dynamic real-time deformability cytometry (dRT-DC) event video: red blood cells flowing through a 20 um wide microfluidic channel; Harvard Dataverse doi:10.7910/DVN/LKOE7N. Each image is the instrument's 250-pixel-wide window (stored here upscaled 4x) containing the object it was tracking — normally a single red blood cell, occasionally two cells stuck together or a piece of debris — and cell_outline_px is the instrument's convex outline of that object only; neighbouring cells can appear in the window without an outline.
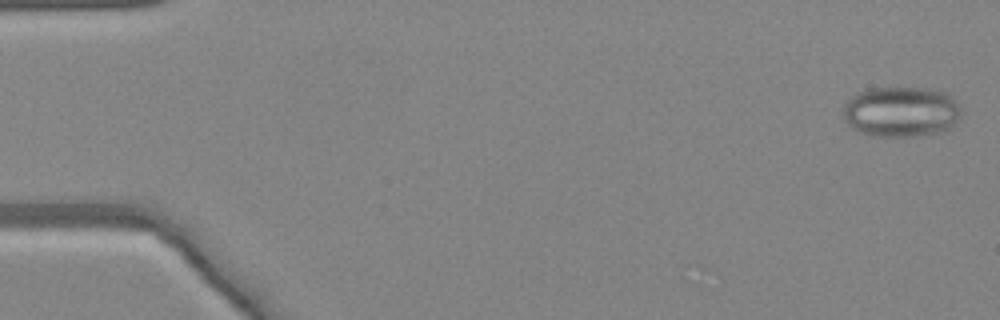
{"species": "common noctule bat (a hibernating species)", "species_latin": "Nyctalus noctula", "temperature_condition": "warm", "stored_images_in_passage": 48, "camera_frame_rate_fps": 3000, "um_per_image_px": 0.085, "animal": {"sex": "female", "body_mass_g": 24.6, "forearm_length_mm": 56.2}, "frame": {"image": 1, "passage_image": 1, "time_ms": 0.0, "image_size_px": [1000, 320], "cell_outline_px": [[960, 120], [948, 132], [920, 136], [872, 136], [856, 132], [844, 120], [840, 108], [852, 96], [868, 88], [936, 88], [948, 92], [956, 100], [960, 108]], "centroid_in_image_um": [76.63, 9.51], "position_along_channel_um": 8.4, "area_um2": 35.84}}